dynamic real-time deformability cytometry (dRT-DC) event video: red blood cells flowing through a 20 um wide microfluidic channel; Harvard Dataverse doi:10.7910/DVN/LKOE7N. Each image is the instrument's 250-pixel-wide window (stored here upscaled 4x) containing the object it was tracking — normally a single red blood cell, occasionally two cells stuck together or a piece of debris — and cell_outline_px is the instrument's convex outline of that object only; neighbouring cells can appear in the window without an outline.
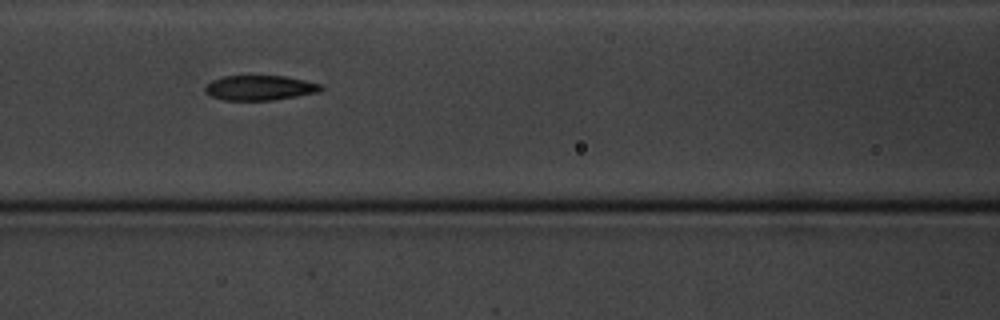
{"species": "common noctule bat (a hibernating species)", "species_latin": "Nyctalus noctula", "temperature_condition": "cold", "stored_images_in_passage": 7, "camera_frame_rate_fps": 3000, "um_per_image_px": 0.085, "animal": {"sex": "male", "body_mass_g": 20.1, "forearm_length_mm": 53.5}, "frame": {"image": 1, "passage_image": 7, "time_ms": 7.667, "image_size_px": [1000, 320], "cell_outline_px": [[324, 88], [316, 92], [296, 96], [272, 100], [224, 100], [212, 96], [204, 92], [204, 84], [220, 76], [284, 76], [304, 80], [320, 84]], "centroid_in_image_um": [22.01, 7.46], "position_along_channel_um": 144.6, "area_um2": 16.76}}